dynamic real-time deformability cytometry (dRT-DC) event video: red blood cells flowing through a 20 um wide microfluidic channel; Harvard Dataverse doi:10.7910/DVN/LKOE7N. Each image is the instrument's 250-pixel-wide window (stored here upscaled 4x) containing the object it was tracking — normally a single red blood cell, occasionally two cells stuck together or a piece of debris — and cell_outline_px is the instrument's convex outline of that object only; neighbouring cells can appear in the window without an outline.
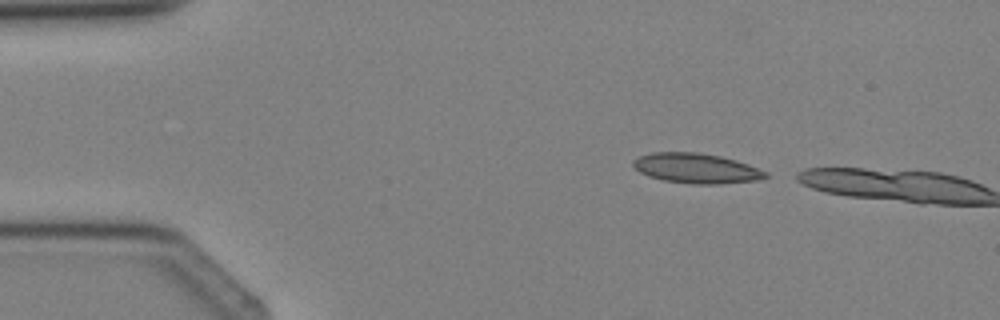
{"species": "Egyptian fruit bat (a non-hibernating species)", "species_latin": "Rousettus aegyptiacus", "temperature_condition": "cold", "stored_images_in_passage": 2, "camera_frame_rate_fps": 3000, "um_per_image_px": 0.085, "animal": {"sex": "female"}, "frame": {"image": 1, "passage_image": 1, "time_ms": 0.0, "image_size_px": [1000, 320], "cell_outline_px": [[768, 176], [760, 180], [716, 184], [692, 184], [664, 180], [648, 176], [640, 172], [632, 164], [632, 160], [640, 156], [652, 152], [700, 152], [720, 156], [736, 160], [748, 164], [768, 172]], "centroid_in_image_um": [59.2, 14.3], "position_along_channel_um": 25.8, "area_um2": 23.18}}